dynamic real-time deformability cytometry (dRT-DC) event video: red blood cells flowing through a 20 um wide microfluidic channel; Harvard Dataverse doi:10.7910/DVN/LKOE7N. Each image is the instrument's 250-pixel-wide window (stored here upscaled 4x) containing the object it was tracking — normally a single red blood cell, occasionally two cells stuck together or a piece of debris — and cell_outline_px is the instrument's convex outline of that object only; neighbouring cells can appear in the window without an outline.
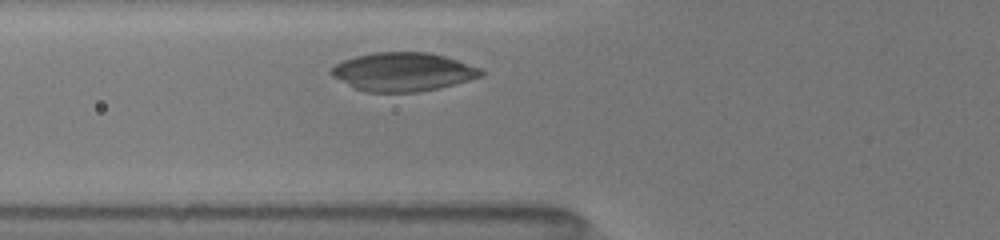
{"species": "common noctule bat (a hibernating species)", "species_latin": "Nyctalus noctula", "temperature_condition": "room temperature", "stored_images_in_passage": 17, "camera_frame_rate_fps": 3000, "um_per_image_px": 0.085, "animal": {"sex": "female", "body_mass_g": 19.5, "forearm_length_mm": 54.1}, "frame": {"image": 1, "passage_image": 3, "time_ms": 1.0, "image_size_px": [1000, 240], "cell_outline_px": [[484, 72], [480, 76], [468, 80], [440, 88], [416, 92], [364, 92], [332, 76], [328, 72], [336, 64], [344, 60], [356, 56], [372, 52], [428, 52], [444, 56], [480, 68]], "centroid_in_image_um": [34.23, 6.1], "position_along_channel_um": 91.6, "area_um2": 33.41}}
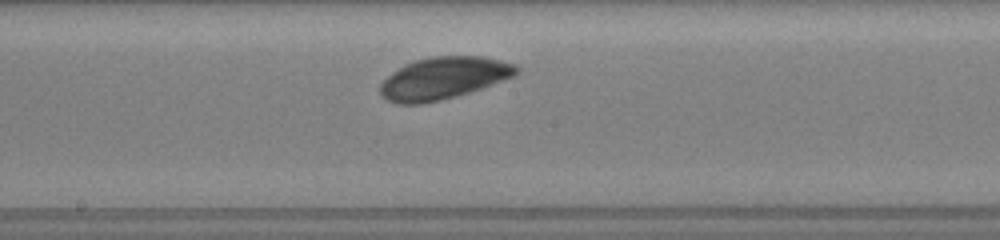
{"frame": {"image": 2, "passage_image": 8, "time_ms": 4.0, "image_size_px": [1000, 240], "cell_outline_px": [[520, 72], [512, 76], [480, 88], [456, 96], [424, 104], [396, 104], [380, 96], [380, 84], [392, 72], [404, 64], [416, 60], [432, 56], [484, 56], [516, 64], [520, 68]], "centroid_in_image_um": [37.67, 6.64], "position_along_channel_um": 210.5, "area_um2": 33.35}}
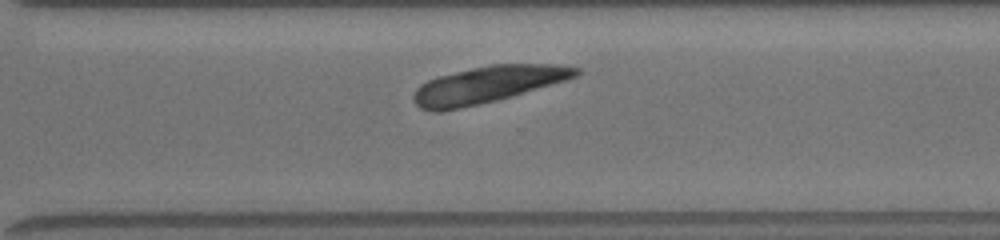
{"frame": {"image": 3, "passage_image": 14, "time_ms": 7.0, "image_size_px": [1000, 240], "cell_outline_px": [[580, 72], [576, 76], [568, 80], [512, 96], [480, 104], [460, 108], [420, 108], [412, 100], [412, 96], [416, 88], [420, 84], [428, 80], [440, 76], [488, 64], [552, 64], [580, 68]], "centroid_in_image_um": [41.51, 7.16], "position_along_channel_um": 329.1, "area_um2": 34.04}}